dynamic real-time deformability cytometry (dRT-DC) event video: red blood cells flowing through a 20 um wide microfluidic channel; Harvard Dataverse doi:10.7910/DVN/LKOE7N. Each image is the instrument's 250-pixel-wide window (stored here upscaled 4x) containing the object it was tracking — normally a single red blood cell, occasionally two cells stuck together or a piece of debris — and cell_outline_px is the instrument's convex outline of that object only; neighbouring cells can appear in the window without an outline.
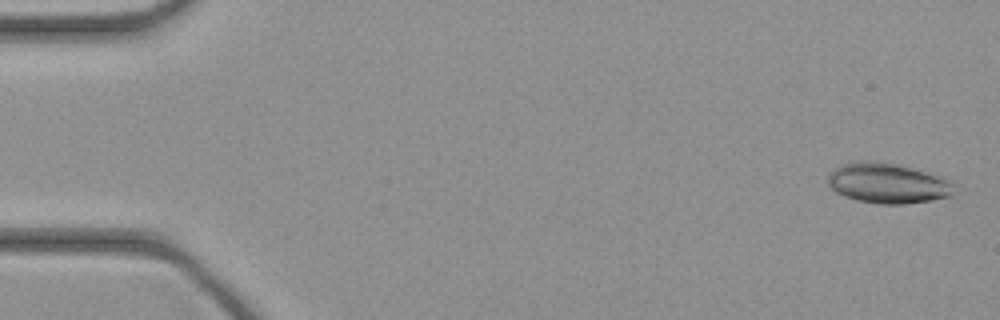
{"species": "common noctule bat (a hibernating species)", "species_latin": "Nyctalus noctula", "temperature_condition": "cold", "stored_images_in_passage": 21, "camera_frame_rate_fps": 3000, "um_per_image_px": 0.085, "animal": {"sex": "female", "body_mass_g": 21.9}, "frame": {"image": 1, "passage_image": 1, "time_ms": 0.0, "image_size_px": [1000, 320], "cell_outline_px": [[952, 196], [932, 200], [904, 204], [880, 204], [856, 200], [844, 196], [836, 192], [828, 184], [828, 176], [832, 168], [840, 164], [852, 160], [876, 160], [896, 164], [912, 168], [936, 176], [952, 184]], "centroid_in_image_um": [75.34, 15.56], "position_along_channel_um": 9.7, "area_um2": 29.54}}
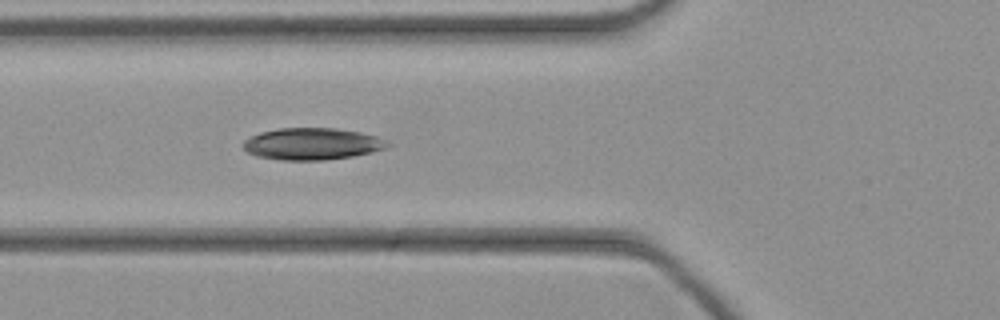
{"frame": {"image": 2, "passage_image": 16, "time_ms": 5.0, "image_size_px": [1000, 320], "cell_outline_px": [[392, 144], [384, 148], [372, 152], [352, 156], [324, 160], [280, 160], [256, 156], [248, 152], [244, 148], [244, 140], [260, 132], [280, 128], [336, 128], [360, 132], [376, 136]], "centroid_in_image_um": [26.52, 12.23], "position_along_channel_um": 99.3, "area_um2": 26.65}}
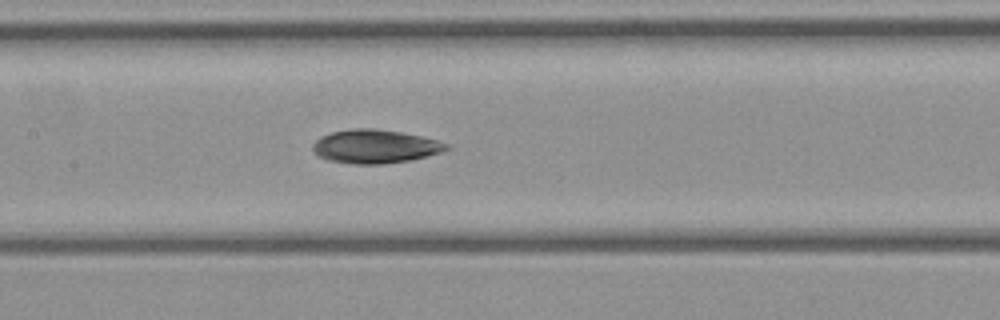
{"frame": {"image": 3, "passage_image": 21, "time_ms": 6.667, "image_size_px": [1000, 320], "cell_outline_px": [[452, 148], [440, 152], [412, 160], [384, 164], [352, 164], [328, 160], [320, 156], [312, 148], [312, 144], [320, 136], [332, 132], [352, 128], [372, 128], [400, 132], [420, 136], [436, 140], [448, 144]], "centroid_in_image_um": [31.88, 12.45], "position_along_channel_um": 175.5, "area_um2": 26.13}}